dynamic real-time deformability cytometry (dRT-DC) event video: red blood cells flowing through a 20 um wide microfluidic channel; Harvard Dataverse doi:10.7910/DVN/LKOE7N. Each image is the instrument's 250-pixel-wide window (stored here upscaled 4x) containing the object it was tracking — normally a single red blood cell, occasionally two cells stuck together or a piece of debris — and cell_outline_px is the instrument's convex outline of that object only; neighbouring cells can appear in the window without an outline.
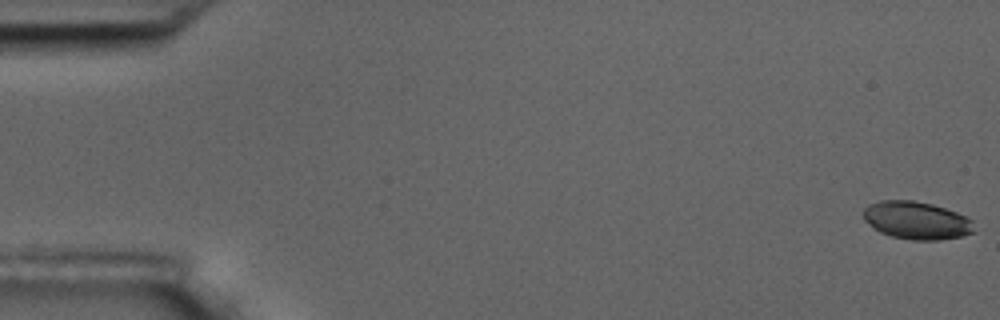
{"species": "common noctule bat (a hibernating species)", "species_latin": "Nyctalus noctula", "temperature_condition": "room temperature", "stored_images_in_passage": 6, "camera_frame_rate_fps": 3000, "um_per_image_px": 0.085, "animal": {"sex": "male", "body_mass_g": 17.5, "forearm_length_mm": 52.3}, "frame": {"image": 1, "passage_image": 1, "time_ms": 0.0, "image_size_px": [1000, 320], "cell_outline_px": [[976, 232], [964, 236], [940, 240], [912, 240], [892, 236], [880, 232], [872, 228], [864, 220], [864, 208], [868, 204], [880, 200], [912, 200], [932, 204], [956, 212], [972, 220]], "centroid_in_image_um": [77.91, 18.74], "position_along_channel_um": 7.1, "area_um2": 24.57}}